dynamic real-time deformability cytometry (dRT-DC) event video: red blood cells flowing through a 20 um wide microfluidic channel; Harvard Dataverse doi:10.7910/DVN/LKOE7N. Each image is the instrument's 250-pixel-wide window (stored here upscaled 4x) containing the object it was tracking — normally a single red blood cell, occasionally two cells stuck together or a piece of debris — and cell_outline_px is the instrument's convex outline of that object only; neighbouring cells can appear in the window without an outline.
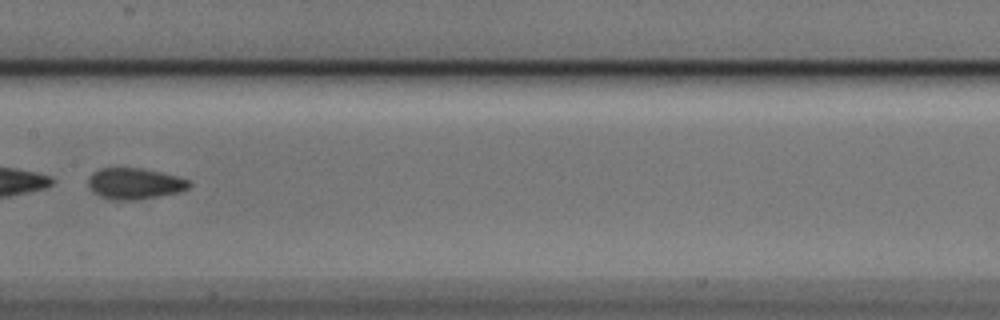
{"species": "Egyptian fruit bat (a non-hibernating species)", "species_latin": "Rousettus aegyptiacus", "temperature_condition": "cold", "stored_images_in_passage": 7, "camera_frame_rate_fps": 3000, "um_per_image_px": 0.085, "animal": {"sex": "male"}, "frame": {"image": 1, "passage_image": 7, "time_ms": 2.0, "image_size_px": [1000, 320], "cell_outline_px": [[192, 184], [188, 188], [180, 192], [136, 200], [112, 200], [100, 196], [92, 192], [88, 188], [88, 176], [92, 172], [100, 168], [140, 168], [180, 176], [188, 180]], "centroid_in_image_um": [11.42, 15.6], "position_along_channel_um": 196.0, "area_um2": 18.55}}